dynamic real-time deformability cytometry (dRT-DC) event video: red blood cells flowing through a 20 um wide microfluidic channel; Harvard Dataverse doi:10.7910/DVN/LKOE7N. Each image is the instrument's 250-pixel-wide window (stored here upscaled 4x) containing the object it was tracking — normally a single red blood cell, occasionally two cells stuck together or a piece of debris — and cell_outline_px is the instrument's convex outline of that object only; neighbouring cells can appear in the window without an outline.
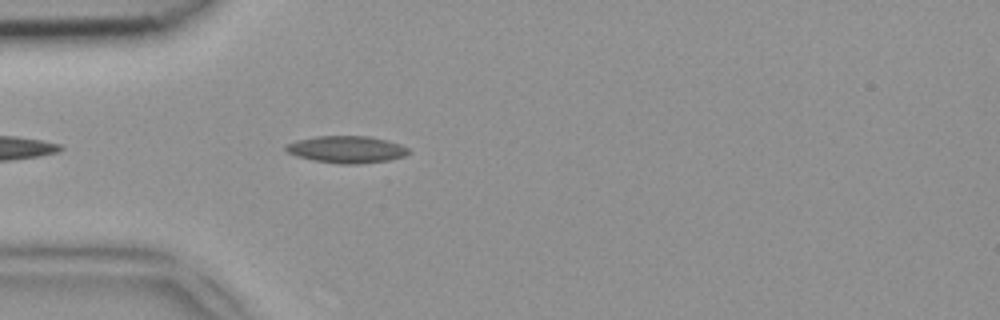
{"species": "common noctule bat (a hibernating species)", "species_latin": "Nyctalus noctula", "temperature_condition": "room temperature", "stored_images_in_passage": 7, "camera_frame_rate_fps": 3000, "um_per_image_px": 0.085, "animal": {"sex": "female", "body_mass_g": 18.4}, "frame": {"image": 1, "passage_image": 4, "time_ms": 1.0, "image_size_px": [1000, 320], "cell_outline_px": [[408, 152], [404, 156], [388, 160], [360, 164], [340, 164], [312, 160], [296, 156], [288, 152], [284, 148], [284, 144], [296, 140], [316, 136], [368, 136], [388, 140], [400, 144], [408, 148]], "centroid_in_image_um": [29.42, 12.7], "position_along_channel_um": 55.6, "area_um2": 19.42}}